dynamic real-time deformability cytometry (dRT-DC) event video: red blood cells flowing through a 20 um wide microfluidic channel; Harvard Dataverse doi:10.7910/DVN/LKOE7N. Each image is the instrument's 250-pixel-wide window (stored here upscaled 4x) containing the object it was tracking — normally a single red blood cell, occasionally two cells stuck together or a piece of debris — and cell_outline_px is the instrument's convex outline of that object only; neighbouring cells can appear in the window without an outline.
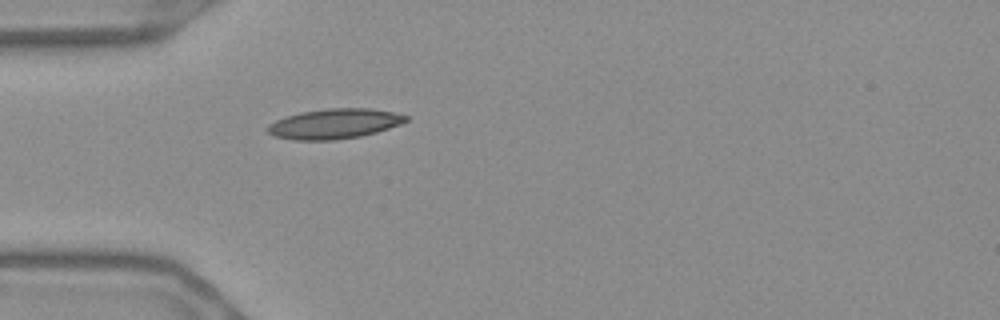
{"species": "Egyptian fruit bat (a non-hibernating species)", "species_latin": "Rousettus aegyptiacus", "temperature_condition": "warm", "stored_images_in_passage": 40, "camera_frame_rate_fps": 3000, "um_per_image_px": 0.085, "frame": {"image": 1, "passage_image": 1, "time_ms": 0.0, "image_size_px": [1000, 320], "cell_outline_px": [[408, 120], [400, 124], [376, 132], [360, 136], [332, 140], [296, 140], [272, 136], [264, 128], [268, 124], [284, 116], [300, 112], [328, 108], [368, 108], [392, 112], [408, 116]], "centroid_in_image_um": [28.36, 10.52], "position_along_channel_um": 56.6, "area_um2": 24.22}}
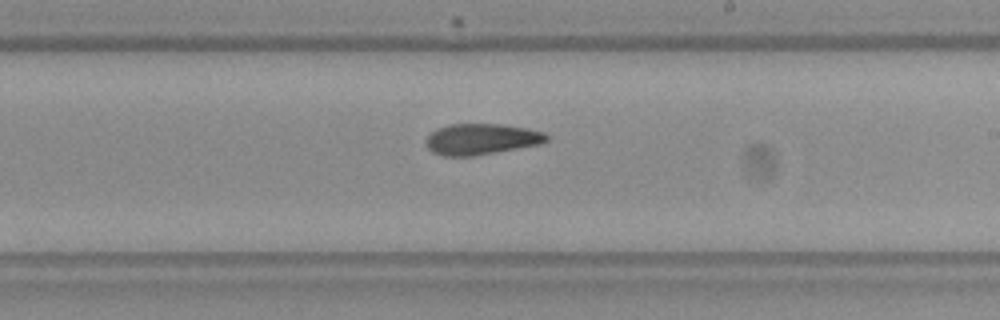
{"frame": {"image": 2, "passage_image": 17, "time_ms": 5.333, "image_size_px": [1000, 320], "cell_outline_px": [[548, 140], [540, 144], [472, 156], [444, 156], [432, 152], [428, 148], [424, 140], [436, 128], [448, 124], [504, 124], [544, 132], [548, 136]], "centroid_in_image_um": [40.87, 11.82], "position_along_channel_um": 248.1, "area_um2": 21.73}}
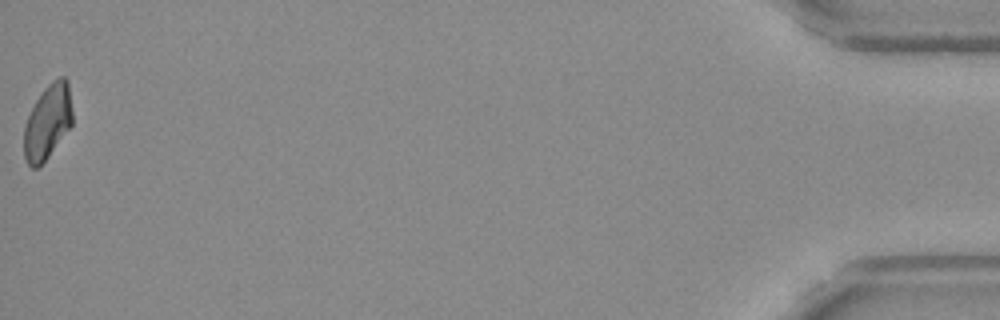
{"frame": {"image": 3, "passage_image": 40, "time_ms": 13.0, "image_size_px": [1000, 320], "cell_outline_px": [[72, 124], [48, 156], [36, 168], [32, 168], [28, 164], [24, 156], [24, 128], [28, 116], [36, 100], [44, 88], [52, 80], [60, 76], [64, 76], [68, 80], [72, 112]], "centroid_in_image_um": [4.05, 10.32], "position_along_channel_um": 431.1, "area_um2": 20.81}, "authors_computed_cell_mechanics": {"area_um2": 21.7906, "velocity_mm_per_s": 3.6754, "shape_relaxation_time_tau1_ms": null, "shape_relaxation_time_tau2_ms": 8.35, "deformation_change_tau1": null, "deformation_change_tau2": 0.1186}}